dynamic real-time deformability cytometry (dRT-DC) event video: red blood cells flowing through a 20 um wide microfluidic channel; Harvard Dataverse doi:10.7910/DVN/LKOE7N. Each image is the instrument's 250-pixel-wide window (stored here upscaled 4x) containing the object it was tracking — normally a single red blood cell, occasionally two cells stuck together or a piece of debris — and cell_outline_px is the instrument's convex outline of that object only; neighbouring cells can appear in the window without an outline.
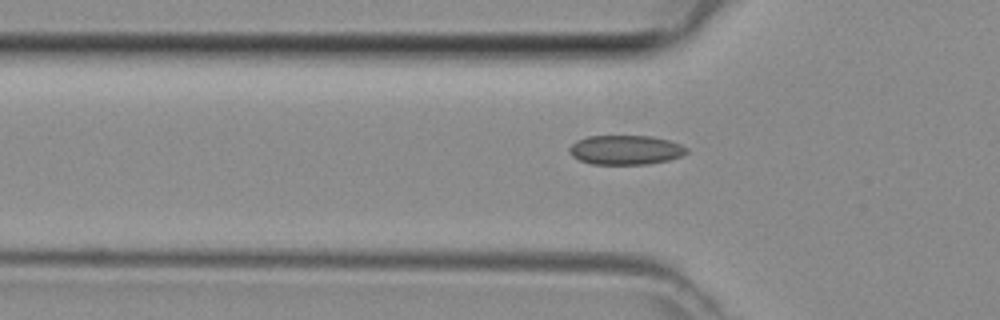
{"species": "common noctule bat (a hibernating species)", "species_latin": "Nyctalus noctula", "temperature_condition": "room temperature", "stored_images_in_passage": 32, "camera_frame_rate_fps": 3000, "um_per_image_px": 0.085, "animal": {"sex": "female", "body_mass_g": 29.2, "forearm_length_mm": 56.3}, "frame": {"image": 1, "passage_image": 6, "time_ms": 1.667, "image_size_px": [1000, 320], "cell_outline_px": [[688, 152], [680, 156], [668, 160], [648, 164], [592, 164], [580, 160], [572, 156], [568, 152], [568, 148], [576, 140], [588, 136], [652, 136], [668, 140], [680, 144], [688, 148]], "centroid_in_image_um": [53.15, 12.74], "position_along_channel_um": 72.6, "area_um2": 20.11}}
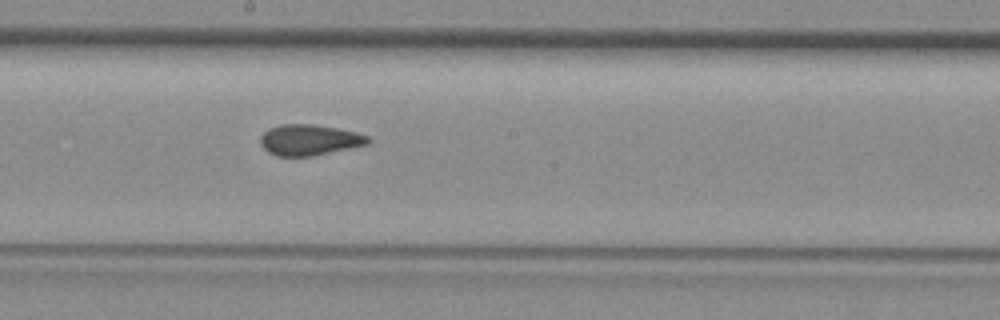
{"frame": {"image": 2, "passage_image": 16, "time_ms": 5.0, "image_size_px": [1000, 320], "cell_outline_px": [[372, 140], [368, 144], [312, 156], [276, 156], [268, 152], [260, 144], [260, 136], [268, 128], [280, 124], [312, 124], [336, 128], [356, 132], [368, 136]], "centroid_in_image_um": [26.27, 11.89], "position_along_channel_um": 221.9, "area_um2": 19.36}}
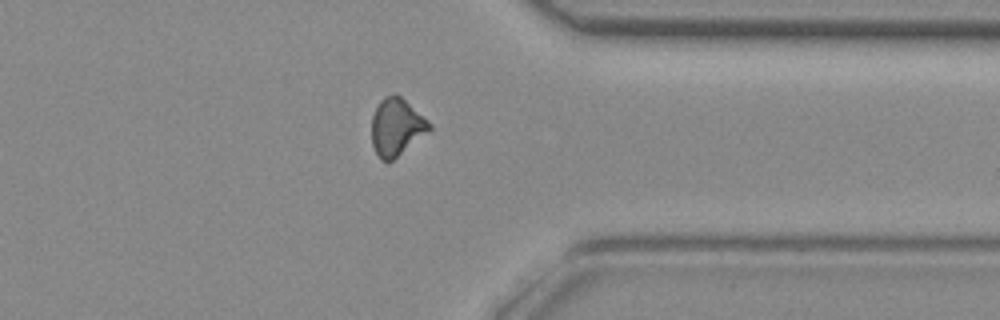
{"frame": {"image": 3, "passage_image": 27, "time_ms": 8.667, "image_size_px": [1000, 320], "cell_outline_px": [[432, 128], [428, 132], [392, 160], [380, 160], [372, 144], [372, 116], [380, 100], [384, 96], [396, 92], [428, 120], [432, 124]], "centroid_in_image_um": [33.7, 10.76], "position_along_channel_um": 377.7, "area_um2": 19.13}}